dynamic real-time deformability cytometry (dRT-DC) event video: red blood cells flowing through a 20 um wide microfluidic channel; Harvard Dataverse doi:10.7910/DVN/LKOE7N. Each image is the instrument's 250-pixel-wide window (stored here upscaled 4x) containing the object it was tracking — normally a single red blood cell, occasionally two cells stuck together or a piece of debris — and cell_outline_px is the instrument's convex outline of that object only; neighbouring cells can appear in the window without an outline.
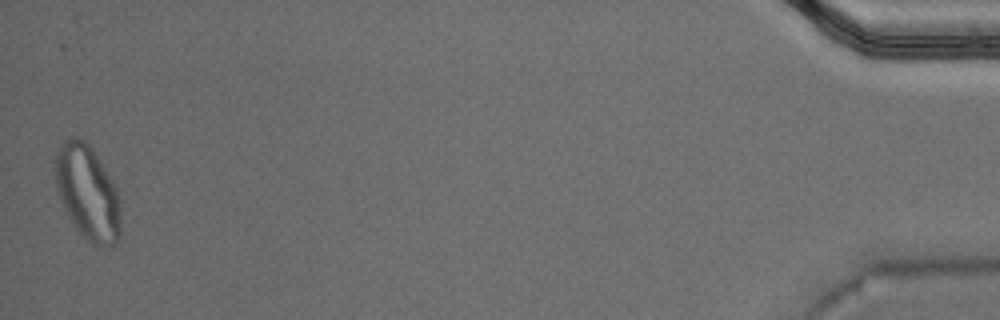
{"species": "Egyptian fruit bat (a non-hibernating species)", "species_latin": "Rousettus aegyptiacus", "temperature_condition": "warm", "stored_images_in_passage": 37, "camera_frame_rate_fps": 3000, "um_per_image_px": 0.085, "animal": {"sex": "male"}, "frame": {"image": 1, "passage_image": 37, "time_ms": 12.0, "image_size_px": [1000, 320], "cell_outline_px": [[120, 240], [112, 248], [92, 244], [72, 224], [60, 200], [56, 188], [56, 152], [64, 140], [72, 136], [80, 136], [92, 148], [100, 160], [112, 180], [116, 188], [120, 200]], "centroid_in_image_um": [7.47, 16.38], "position_along_channel_um": 427.7, "area_um2": 36.3}}